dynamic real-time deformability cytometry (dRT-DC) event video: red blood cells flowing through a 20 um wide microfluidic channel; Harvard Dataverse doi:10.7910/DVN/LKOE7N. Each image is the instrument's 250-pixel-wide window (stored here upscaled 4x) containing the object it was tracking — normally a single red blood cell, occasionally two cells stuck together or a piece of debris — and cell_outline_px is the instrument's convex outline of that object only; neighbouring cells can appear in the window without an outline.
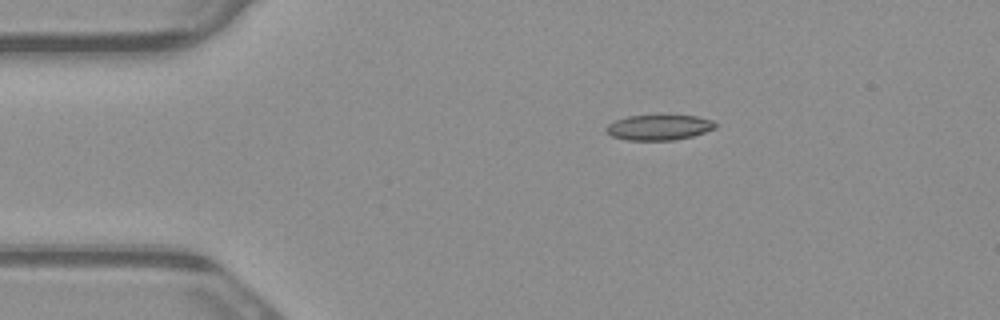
{"species": "common noctule bat (a hibernating species)", "species_latin": "Nyctalus noctula", "temperature_condition": "warm", "stored_images_in_passage": 2, "camera_frame_rate_fps": 3000, "um_per_image_px": 0.085, "animal": {"sex": "male", "body_mass_g": 23.1, "forearm_length_mm": 52.7}, "frame": {"image": 1, "passage_image": 1, "time_ms": 0.0, "image_size_px": [1000, 320], "cell_outline_px": [[716, 128], [692, 136], [672, 140], [628, 140], [612, 136], [604, 128], [608, 124], [616, 120], [628, 116], [660, 112], [664, 112], [696, 116], [712, 120], [716, 124]], "centroid_in_image_um": [56.02, 10.77], "position_along_channel_um": 29.0, "area_um2": 16.88}}